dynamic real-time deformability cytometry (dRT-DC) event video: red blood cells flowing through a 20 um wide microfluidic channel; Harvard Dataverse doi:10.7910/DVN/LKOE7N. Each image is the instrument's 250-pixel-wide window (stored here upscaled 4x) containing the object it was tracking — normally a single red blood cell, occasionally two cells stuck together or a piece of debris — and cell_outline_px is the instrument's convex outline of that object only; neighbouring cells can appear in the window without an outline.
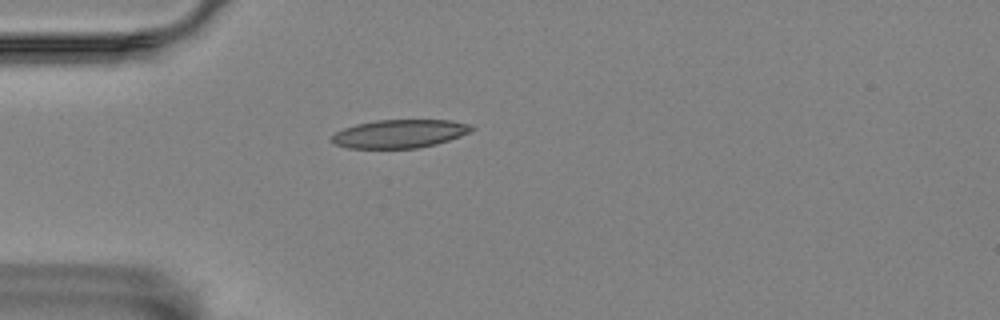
{"species": "Egyptian fruit bat (a non-hibernating species)", "species_latin": "Rousettus aegyptiacus", "temperature_condition": "room temperature", "stored_images_in_passage": 1, "camera_frame_rate_fps": 3000, "um_per_image_px": 0.085, "animal": {"sex": "female"}, "frame": {"image": 1, "passage_image": 1, "time_ms": 0.0, "image_size_px": [1000, 320], "cell_outline_px": [[476, 128], [460, 136], [436, 144], [416, 148], [348, 148], [336, 144], [328, 140], [336, 132], [344, 128], [356, 124], [376, 120], [452, 120], [472, 124]], "centroid_in_image_um": [33.97, 11.36], "position_along_channel_um": 51.0, "area_um2": 23.12}}